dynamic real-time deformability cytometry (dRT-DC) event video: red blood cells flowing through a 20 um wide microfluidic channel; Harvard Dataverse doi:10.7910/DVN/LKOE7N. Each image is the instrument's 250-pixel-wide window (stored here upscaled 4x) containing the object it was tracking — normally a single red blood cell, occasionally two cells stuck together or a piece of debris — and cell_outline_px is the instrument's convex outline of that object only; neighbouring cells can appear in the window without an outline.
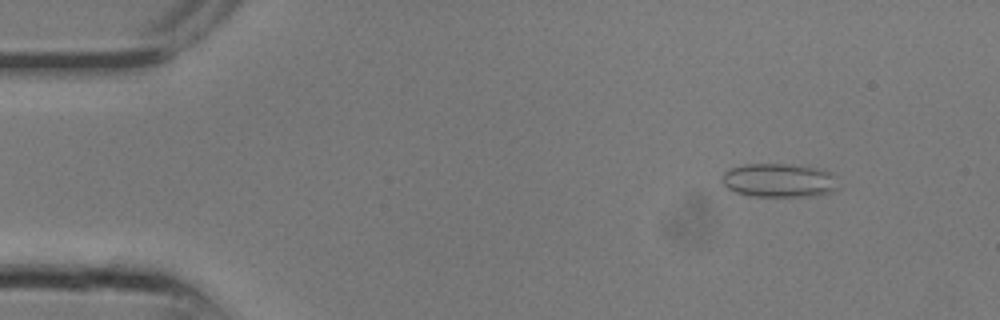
{"species": "common noctule bat (a hibernating species)", "species_latin": "Nyctalus noctula", "temperature_condition": "room temperature", "stored_images_in_passage": 17, "camera_frame_rate_fps": 3000, "um_per_image_px": 0.085, "animal": {"sex": "male", "body_mass_g": 13.3}, "frame": {"image": 1, "passage_image": 3, "time_ms": 0.667, "image_size_px": [1000, 320], "cell_outline_px": [[840, 188], [832, 192], [812, 196], [752, 196], [736, 192], [728, 188], [720, 180], [724, 172], [732, 168], [744, 164], [784, 164], [816, 168], [832, 172], [836, 176]], "centroid_in_image_um": [66.26, 15.33], "position_along_channel_um": 18.7, "area_um2": 23.0}}
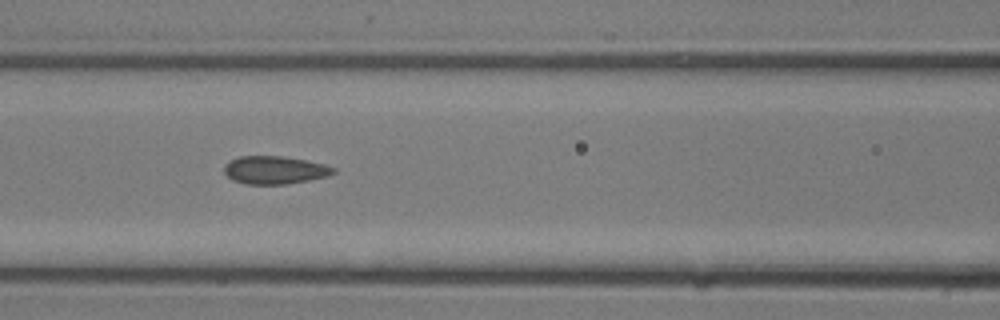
{"frame": {"image": 2, "passage_image": 11, "time_ms": 3.333, "image_size_px": [1000, 320], "cell_outline_px": [[336, 172], [328, 176], [308, 180], [284, 184], [244, 184], [232, 180], [224, 172], [224, 164], [240, 156], [284, 156], [324, 164], [336, 168]], "centroid_in_image_um": [23.35, 14.45], "position_along_channel_um": 143.3, "area_um2": 17.74}}
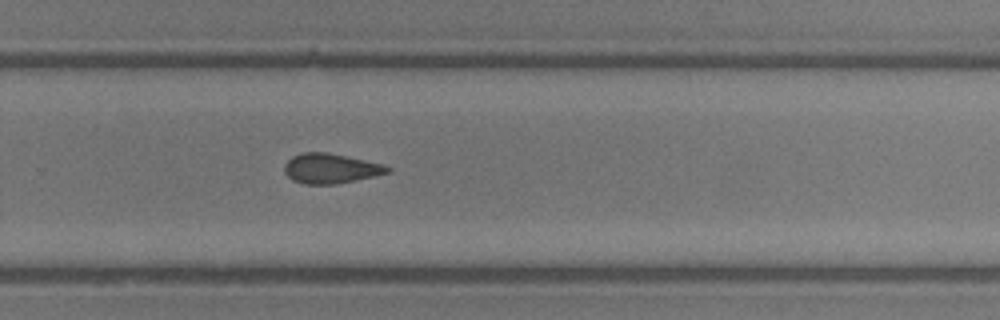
{"frame": {"image": 3, "passage_image": 17, "time_ms": 5.333, "image_size_px": [1000, 320], "cell_outline_px": [[392, 172], [336, 184], [304, 184], [292, 180], [284, 172], [284, 164], [292, 156], [304, 152], [328, 152], [384, 164], [392, 168]], "centroid_in_image_um": [28.11, 14.31], "position_along_channel_um": 301.7, "area_um2": 18.03}}